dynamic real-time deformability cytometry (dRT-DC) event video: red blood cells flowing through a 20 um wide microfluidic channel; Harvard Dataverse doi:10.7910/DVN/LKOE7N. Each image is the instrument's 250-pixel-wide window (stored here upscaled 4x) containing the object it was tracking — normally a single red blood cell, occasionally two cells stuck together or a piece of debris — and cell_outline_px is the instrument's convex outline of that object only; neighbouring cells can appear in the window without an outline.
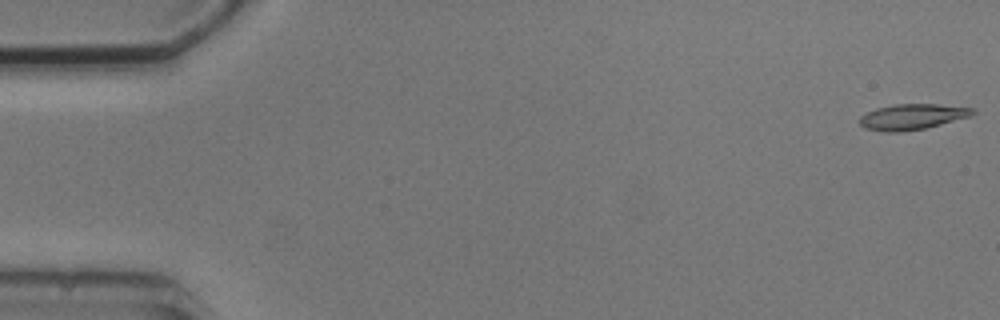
{"species": "common noctule bat (a hibernating species)", "species_latin": "Nyctalus noctula", "temperature_condition": "cold", "stored_images_in_passage": 5, "camera_frame_rate_fps": 3000, "um_per_image_px": 0.085, "animal": {"sex": "male", "body_mass_g": 20.5, "forearm_length_mm": 52.5}, "frame": {"image": 1, "passage_image": 1, "time_ms": 0.0, "image_size_px": [1000, 320], "cell_outline_px": [[976, 112], [972, 116], [924, 128], [900, 132], [884, 132], [864, 128], [860, 124], [860, 116], [876, 108], [896, 104], [936, 104], [972, 108]], "centroid_in_image_um": [77.52, 9.93], "position_along_channel_um": 7.5, "area_um2": 16.76}}